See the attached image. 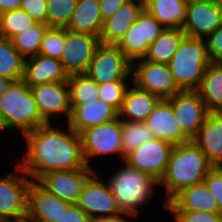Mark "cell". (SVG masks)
Segmentation results:
<instances>
[{
  "mask_svg": "<svg viewBox=\"0 0 222 222\" xmlns=\"http://www.w3.org/2000/svg\"><path fill=\"white\" fill-rule=\"evenodd\" d=\"M0 116L7 130L19 129L23 135L47 124L38 111L30 87L22 79L14 81L0 96Z\"/></svg>",
  "mask_w": 222,
  "mask_h": 222,
  "instance_id": "4",
  "label": "cell"
},
{
  "mask_svg": "<svg viewBox=\"0 0 222 222\" xmlns=\"http://www.w3.org/2000/svg\"><path fill=\"white\" fill-rule=\"evenodd\" d=\"M15 80L0 76V96H2Z\"/></svg>",
  "mask_w": 222,
  "mask_h": 222,
  "instance_id": "45",
  "label": "cell"
},
{
  "mask_svg": "<svg viewBox=\"0 0 222 222\" xmlns=\"http://www.w3.org/2000/svg\"><path fill=\"white\" fill-rule=\"evenodd\" d=\"M138 1V3H136ZM144 10V0H129L103 21L100 43L116 45Z\"/></svg>",
  "mask_w": 222,
  "mask_h": 222,
  "instance_id": "21",
  "label": "cell"
},
{
  "mask_svg": "<svg viewBox=\"0 0 222 222\" xmlns=\"http://www.w3.org/2000/svg\"><path fill=\"white\" fill-rule=\"evenodd\" d=\"M58 222H92V219L76 204H70L65 211H63Z\"/></svg>",
  "mask_w": 222,
  "mask_h": 222,
  "instance_id": "42",
  "label": "cell"
},
{
  "mask_svg": "<svg viewBox=\"0 0 222 222\" xmlns=\"http://www.w3.org/2000/svg\"><path fill=\"white\" fill-rule=\"evenodd\" d=\"M176 222H222L221 213H206L202 211H170Z\"/></svg>",
  "mask_w": 222,
  "mask_h": 222,
  "instance_id": "38",
  "label": "cell"
},
{
  "mask_svg": "<svg viewBox=\"0 0 222 222\" xmlns=\"http://www.w3.org/2000/svg\"><path fill=\"white\" fill-rule=\"evenodd\" d=\"M6 222H31V219H28L27 217H25L23 219L6 221Z\"/></svg>",
  "mask_w": 222,
  "mask_h": 222,
  "instance_id": "47",
  "label": "cell"
},
{
  "mask_svg": "<svg viewBox=\"0 0 222 222\" xmlns=\"http://www.w3.org/2000/svg\"><path fill=\"white\" fill-rule=\"evenodd\" d=\"M76 205L91 219L123 215L118 209L109 184L100 181L95 171L84 183Z\"/></svg>",
  "mask_w": 222,
  "mask_h": 222,
  "instance_id": "9",
  "label": "cell"
},
{
  "mask_svg": "<svg viewBox=\"0 0 222 222\" xmlns=\"http://www.w3.org/2000/svg\"><path fill=\"white\" fill-rule=\"evenodd\" d=\"M214 168L206 155L191 140L173 147L164 176L159 185L166 188V204L182 189L204 182Z\"/></svg>",
  "mask_w": 222,
  "mask_h": 222,
  "instance_id": "2",
  "label": "cell"
},
{
  "mask_svg": "<svg viewBox=\"0 0 222 222\" xmlns=\"http://www.w3.org/2000/svg\"><path fill=\"white\" fill-rule=\"evenodd\" d=\"M4 130H6V128H5L4 124H3L1 116H0V131H4Z\"/></svg>",
  "mask_w": 222,
  "mask_h": 222,
  "instance_id": "49",
  "label": "cell"
},
{
  "mask_svg": "<svg viewBox=\"0 0 222 222\" xmlns=\"http://www.w3.org/2000/svg\"><path fill=\"white\" fill-rule=\"evenodd\" d=\"M207 38L205 42L211 62H222V24Z\"/></svg>",
  "mask_w": 222,
  "mask_h": 222,
  "instance_id": "41",
  "label": "cell"
},
{
  "mask_svg": "<svg viewBox=\"0 0 222 222\" xmlns=\"http://www.w3.org/2000/svg\"><path fill=\"white\" fill-rule=\"evenodd\" d=\"M173 145L155 138L128 153L123 163L149 174L158 182L164 176Z\"/></svg>",
  "mask_w": 222,
  "mask_h": 222,
  "instance_id": "11",
  "label": "cell"
},
{
  "mask_svg": "<svg viewBox=\"0 0 222 222\" xmlns=\"http://www.w3.org/2000/svg\"><path fill=\"white\" fill-rule=\"evenodd\" d=\"M204 183L216 199L219 212L222 214V172L215 167L207 174Z\"/></svg>",
  "mask_w": 222,
  "mask_h": 222,
  "instance_id": "40",
  "label": "cell"
},
{
  "mask_svg": "<svg viewBox=\"0 0 222 222\" xmlns=\"http://www.w3.org/2000/svg\"><path fill=\"white\" fill-rule=\"evenodd\" d=\"M99 85L126 81L132 75V62L113 44H100L86 73Z\"/></svg>",
  "mask_w": 222,
  "mask_h": 222,
  "instance_id": "7",
  "label": "cell"
},
{
  "mask_svg": "<svg viewBox=\"0 0 222 222\" xmlns=\"http://www.w3.org/2000/svg\"><path fill=\"white\" fill-rule=\"evenodd\" d=\"M164 29L165 27L144 9L116 46L131 62H135L137 59L144 58L149 45L161 35Z\"/></svg>",
  "mask_w": 222,
  "mask_h": 222,
  "instance_id": "8",
  "label": "cell"
},
{
  "mask_svg": "<svg viewBox=\"0 0 222 222\" xmlns=\"http://www.w3.org/2000/svg\"><path fill=\"white\" fill-rule=\"evenodd\" d=\"M144 9L165 28H182L187 3L181 0H144Z\"/></svg>",
  "mask_w": 222,
  "mask_h": 222,
  "instance_id": "27",
  "label": "cell"
},
{
  "mask_svg": "<svg viewBox=\"0 0 222 222\" xmlns=\"http://www.w3.org/2000/svg\"><path fill=\"white\" fill-rule=\"evenodd\" d=\"M126 81H113L99 85V98L120 111L128 87Z\"/></svg>",
  "mask_w": 222,
  "mask_h": 222,
  "instance_id": "37",
  "label": "cell"
},
{
  "mask_svg": "<svg viewBox=\"0 0 222 222\" xmlns=\"http://www.w3.org/2000/svg\"><path fill=\"white\" fill-rule=\"evenodd\" d=\"M166 210L220 213L216 199L204 182L182 189L166 204Z\"/></svg>",
  "mask_w": 222,
  "mask_h": 222,
  "instance_id": "23",
  "label": "cell"
},
{
  "mask_svg": "<svg viewBox=\"0 0 222 222\" xmlns=\"http://www.w3.org/2000/svg\"><path fill=\"white\" fill-rule=\"evenodd\" d=\"M66 87L71 105H84V102L99 98V84L87 74L70 75Z\"/></svg>",
  "mask_w": 222,
  "mask_h": 222,
  "instance_id": "30",
  "label": "cell"
},
{
  "mask_svg": "<svg viewBox=\"0 0 222 222\" xmlns=\"http://www.w3.org/2000/svg\"><path fill=\"white\" fill-rule=\"evenodd\" d=\"M100 44L99 36L75 33L65 28V44L60 61L68 76L86 74Z\"/></svg>",
  "mask_w": 222,
  "mask_h": 222,
  "instance_id": "12",
  "label": "cell"
},
{
  "mask_svg": "<svg viewBox=\"0 0 222 222\" xmlns=\"http://www.w3.org/2000/svg\"><path fill=\"white\" fill-rule=\"evenodd\" d=\"M217 170L222 172V158L219 160V162L214 166Z\"/></svg>",
  "mask_w": 222,
  "mask_h": 222,
  "instance_id": "48",
  "label": "cell"
},
{
  "mask_svg": "<svg viewBox=\"0 0 222 222\" xmlns=\"http://www.w3.org/2000/svg\"><path fill=\"white\" fill-rule=\"evenodd\" d=\"M77 0H47V25L66 28L69 25Z\"/></svg>",
  "mask_w": 222,
  "mask_h": 222,
  "instance_id": "35",
  "label": "cell"
},
{
  "mask_svg": "<svg viewBox=\"0 0 222 222\" xmlns=\"http://www.w3.org/2000/svg\"><path fill=\"white\" fill-rule=\"evenodd\" d=\"M184 1L185 3H193V2H199V1H205V0H181Z\"/></svg>",
  "mask_w": 222,
  "mask_h": 222,
  "instance_id": "50",
  "label": "cell"
},
{
  "mask_svg": "<svg viewBox=\"0 0 222 222\" xmlns=\"http://www.w3.org/2000/svg\"><path fill=\"white\" fill-rule=\"evenodd\" d=\"M64 44L65 28L48 27L42 37L39 53L60 60Z\"/></svg>",
  "mask_w": 222,
  "mask_h": 222,
  "instance_id": "36",
  "label": "cell"
},
{
  "mask_svg": "<svg viewBox=\"0 0 222 222\" xmlns=\"http://www.w3.org/2000/svg\"><path fill=\"white\" fill-rule=\"evenodd\" d=\"M222 24V4L219 0H205L187 4L182 30L187 37L203 39Z\"/></svg>",
  "mask_w": 222,
  "mask_h": 222,
  "instance_id": "16",
  "label": "cell"
},
{
  "mask_svg": "<svg viewBox=\"0 0 222 222\" xmlns=\"http://www.w3.org/2000/svg\"><path fill=\"white\" fill-rule=\"evenodd\" d=\"M82 154L87 166L89 159L96 156L118 153L122 156L121 119L84 130L81 134Z\"/></svg>",
  "mask_w": 222,
  "mask_h": 222,
  "instance_id": "10",
  "label": "cell"
},
{
  "mask_svg": "<svg viewBox=\"0 0 222 222\" xmlns=\"http://www.w3.org/2000/svg\"><path fill=\"white\" fill-rule=\"evenodd\" d=\"M103 25L99 0H77L67 30L99 36Z\"/></svg>",
  "mask_w": 222,
  "mask_h": 222,
  "instance_id": "26",
  "label": "cell"
},
{
  "mask_svg": "<svg viewBox=\"0 0 222 222\" xmlns=\"http://www.w3.org/2000/svg\"><path fill=\"white\" fill-rule=\"evenodd\" d=\"M121 120L122 131V159L124 161L125 156L136 149L138 146L154 140L155 136L153 132L146 126L145 122H132Z\"/></svg>",
  "mask_w": 222,
  "mask_h": 222,
  "instance_id": "32",
  "label": "cell"
},
{
  "mask_svg": "<svg viewBox=\"0 0 222 222\" xmlns=\"http://www.w3.org/2000/svg\"><path fill=\"white\" fill-rule=\"evenodd\" d=\"M182 132L192 140L202 127L210 111L196 91H182L166 99Z\"/></svg>",
  "mask_w": 222,
  "mask_h": 222,
  "instance_id": "15",
  "label": "cell"
},
{
  "mask_svg": "<svg viewBox=\"0 0 222 222\" xmlns=\"http://www.w3.org/2000/svg\"><path fill=\"white\" fill-rule=\"evenodd\" d=\"M211 63L204 39L186 36L168 65L182 91H196Z\"/></svg>",
  "mask_w": 222,
  "mask_h": 222,
  "instance_id": "5",
  "label": "cell"
},
{
  "mask_svg": "<svg viewBox=\"0 0 222 222\" xmlns=\"http://www.w3.org/2000/svg\"><path fill=\"white\" fill-rule=\"evenodd\" d=\"M71 109L68 125L79 134L88 128L110 122L119 117V112L100 98L93 99L91 102H84V105H71Z\"/></svg>",
  "mask_w": 222,
  "mask_h": 222,
  "instance_id": "20",
  "label": "cell"
},
{
  "mask_svg": "<svg viewBox=\"0 0 222 222\" xmlns=\"http://www.w3.org/2000/svg\"><path fill=\"white\" fill-rule=\"evenodd\" d=\"M20 9L26 11L36 21L47 25V0H22Z\"/></svg>",
  "mask_w": 222,
  "mask_h": 222,
  "instance_id": "39",
  "label": "cell"
},
{
  "mask_svg": "<svg viewBox=\"0 0 222 222\" xmlns=\"http://www.w3.org/2000/svg\"><path fill=\"white\" fill-rule=\"evenodd\" d=\"M160 100L157 95L141 90L133 84L126 91L119 117L126 116L124 120L132 122H145Z\"/></svg>",
  "mask_w": 222,
  "mask_h": 222,
  "instance_id": "25",
  "label": "cell"
},
{
  "mask_svg": "<svg viewBox=\"0 0 222 222\" xmlns=\"http://www.w3.org/2000/svg\"><path fill=\"white\" fill-rule=\"evenodd\" d=\"M21 173L26 176L15 172L0 178V222L26 217L27 192L32 180L23 171Z\"/></svg>",
  "mask_w": 222,
  "mask_h": 222,
  "instance_id": "13",
  "label": "cell"
},
{
  "mask_svg": "<svg viewBox=\"0 0 222 222\" xmlns=\"http://www.w3.org/2000/svg\"><path fill=\"white\" fill-rule=\"evenodd\" d=\"M30 89L38 111L46 123H51L50 119L58 114H66L67 121H69L72 109L68 99L66 81L42 84Z\"/></svg>",
  "mask_w": 222,
  "mask_h": 222,
  "instance_id": "17",
  "label": "cell"
},
{
  "mask_svg": "<svg viewBox=\"0 0 222 222\" xmlns=\"http://www.w3.org/2000/svg\"><path fill=\"white\" fill-rule=\"evenodd\" d=\"M132 62V81L139 89L168 99L182 92L167 64L154 63L144 58Z\"/></svg>",
  "mask_w": 222,
  "mask_h": 222,
  "instance_id": "6",
  "label": "cell"
},
{
  "mask_svg": "<svg viewBox=\"0 0 222 222\" xmlns=\"http://www.w3.org/2000/svg\"><path fill=\"white\" fill-rule=\"evenodd\" d=\"M129 0H99L103 21L114 15L118 8Z\"/></svg>",
  "mask_w": 222,
  "mask_h": 222,
  "instance_id": "43",
  "label": "cell"
},
{
  "mask_svg": "<svg viewBox=\"0 0 222 222\" xmlns=\"http://www.w3.org/2000/svg\"><path fill=\"white\" fill-rule=\"evenodd\" d=\"M94 171L87 165L74 170L51 171L43 175L37 183L60 200L76 204L84 183Z\"/></svg>",
  "mask_w": 222,
  "mask_h": 222,
  "instance_id": "14",
  "label": "cell"
},
{
  "mask_svg": "<svg viewBox=\"0 0 222 222\" xmlns=\"http://www.w3.org/2000/svg\"><path fill=\"white\" fill-rule=\"evenodd\" d=\"M38 21L23 9H16L0 14V36L11 39L17 33L36 25Z\"/></svg>",
  "mask_w": 222,
  "mask_h": 222,
  "instance_id": "34",
  "label": "cell"
},
{
  "mask_svg": "<svg viewBox=\"0 0 222 222\" xmlns=\"http://www.w3.org/2000/svg\"><path fill=\"white\" fill-rule=\"evenodd\" d=\"M108 184L120 212L134 217L137 216L138 207L151 199L153 187L159 185V182L125 163V167L112 174Z\"/></svg>",
  "mask_w": 222,
  "mask_h": 222,
  "instance_id": "3",
  "label": "cell"
},
{
  "mask_svg": "<svg viewBox=\"0 0 222 222\" xmlns=\"http://www.w3.org/2000/svg\"><path fill=\"white\" fill-rule=\"evenodd\" d=\"M49 26L38 22L11 38L15 49L26 59L39 54L42 37Z\"/></svg>",
  "mask_w": 222,
  "mask_h": 222,
  "instance_id": "33",
  "label": "cell"
},
{
  "mask_svg": "<svg viewBox=\"0 0 222 222\" xmlns=\"http://www.w3.org/2000/svg\"><path fill=\"white\" fill-rule=\"evenodd\" d=\"M155 138L168 142L173 146L191 141L181 130L174 116L171 104L161 99L145 121Z\"/></svg>",
  "mask_w": 222,
  "mask_h": 222,
  "instance_id": "19",
  "label": "cell"
},
{
  "mask_svg": "<svg viewBox=\"0 0 222 222\" xmlns=\"http://www.w3.org/2000/svg\"><path fill=\"white\" fill-rule=\"evenodd\" d=\"M25 58L15 49L11 39L0 36V76L15 81L23 78Z\"/></svg>",
  "mask_w": 222,
  "mask_h": 222,
  "instance_id": "31",
  "label": "cell"
},
{
  "mask_svg": "<svg viewBox=\"0 0 222 222\" xmlns=\"http://www.w3.org/2000/svg\"><path fill=\"white\" fill-rule=\"evenodd\" d=\"M185 37L186 34L182 28H165L161 35L149 45L144 59L168 65Z\"/></svg>",
  "mask_w": 222,
  "mask_h": 222,
  "instance_id": "29",
  "label": "cell"
},
{
  "mask_svg": "<svg viewBox=\"0 0 222 222\" xmlns=\"http://www.w3.org/2000/svg\"><path fill=\"white\" fill-rule=\"evenodd\" d=\"M192 141L215 166L222 158V112H210Z\"/></svg>",
  "mask_w": 222,
  "mask_h": 222,
  "instance_id": "24",
  "label": "cell"
},
{
  "mask_svg": "<svg viewBox=\"0 0 222 222\" xmlns=\"http://www.w3.org/2000/svg\"><path fill=\"white\" fill-rule=\"evenodd\" d=\"M62 62L59 59L37 54L25 59L22 80L31 88L42 84L68 80Z\"/></svg>",
  "mask_w": 222,
  "mask_h": 222,
  "instance_id": "22",
  "label": "cell"
},
{
  "mask_svg": "<svg viewBox=\"0 0 222 222\" xmlns=\"http://www.w3.org/2000/svg\"><path fill=\"white\" fill-rule=\"evenodd\" d=\"M92 222H128L124 217L118 216L114 218H99V219H92Z\"/></svg>",
  "mask_w": 222,
  "mask_h": 222,
  "instance_id": "46",
  "label": "cell"
},
{
  "mask_svg": "<svg viewBox=\"0 0 222 222\" xmlns=\"http://www.w3.org/2000/svg\"><path fill=\"white\" fill-rule=\"evenodd\" d=\"M210 112H222V62H212L196 90Z\"/></svg>",
  "mask_w": 222,
  "mask_h": 222,
  "instance_id": "28",
  "label": "cell"
},
{
  "mask_svg": "<svg viewBox=\"0 0 222 222\" xmlns=\"http://www.w3.org/2000/svg\"><path fill=\"white\" fill-rule=\"evenodd\" d=\"M22 0H0V14L20 9V4Z\"/></svg>",
  "mask_w": 222,
  "mask_h": 222,
  "instance_id": "44",
  "label": "cell"
},
{
  "mask_svg": "<svg viewBox=\"0 0 222 222\" xmlns=\"http://www.w3.org/2000/svg\"><path fill=\"white\" fill-rule=\"evenodd\" d=\"M70 203L49 194L37 182L32 181L27 192L26 217L35 222H58Z\"/></svg>",
  "mask_w": 222,
  "mask_h": 222,
  "instance_id": "18",
  "label": "cell"
},
{
  "mask_svg": "<svg viewBox=\"0 0 222 222\" xmlns=\"http://www.w3.org/2000/svg\"><path fill=\"white\" fill-rule=\"evenodd\" d=\"M68 131L63 132L47 123L24 134L27 155L25 160L17 163V172L23 171L37 182L51 171L85 167L81 136L69 125Z\"/></svg>",
  "mask_w": 222,
  "mask_h": 222,
  "instance_id": "1",
  "label": "cell"
}]
</instances>
